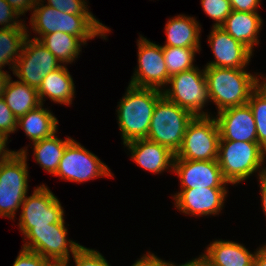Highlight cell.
<instances>
[{"mask_svg":"<svg viewBox=\"0 0 266 266\" xmlns=\"http://www.w3.org/2000/svg\"><path fill=\"white\" fill-rule=\"evenodd\" d=\"M28 22V36L36 40L47 34L63 32L74 35L88 45L89 40H95L96 37L107 41L108 34L111 35L112 32L94 15L68 14L49 7L40 0L36 1ZM32 32L33 35L35 33L34 36H31Z\"/></svg>","mask_w":266,"mask_h":266,"instance_id":"cell-1","label":"cell"},{"mask_svg":"<svg viewBox=\"0 0 266 266\" xmlns=\"http://www.w3.org/2000/svg\"><path fill=\"white\" fill-rule=\"evenodd\" d=\"M248 69L204 67L210 104L215 105L216 113L247 104L251 93L266 77Z\"/></svg>","mask_w":266,"mask_h":266,"instance_id":"cell-2","label":"cell"},{"mask_svg":"<svg viewBox=\"0 0 266 266\" xmlns=\"http://www.w3.org/2000/svg\"><path fill=\"white\" fill-rule=\"evenodd\" d=\"M162 96L158 89L126 86L115 109L121 145L147 138L155 105Z\"/></svg>","mask_w":266,"mask_h":266,"instance_id":"cell-3","label":"cell"},{"mask_svg":"<svg viewBox=\"0 0 266 266\" xmlns=\"http://www.w3.org/2000/svg\"><path fill=\"white\" fill-rule=\"evenodd\" d=\"M217 161L224 179L233 187L266 173V151L258 142L219 140Z\"/></svg>","mask_w":266,"mask_h":266,"instance_id":"cell-4","label":"cell"},{"mask_svg":"<svg viewBox=\"0 0 266 266\" xmlns=\"http://www.w3.org/2000/svg\"><path fill=\"white\" fill-rule=\"evenodd\" d=\"M30 154L12 152L0 163V217L16 222L20 207L29 194ZM16 218V220H15Z\"/></svg>","mask_w":266,"mask_h":266,"instance_id":"cell-5","label":"cell"},{"mask_svg":"<svg viewBox=\"0 0 266 266\" xmlns=\"http://www.w3.org/2000/svg\"><path fill=\"white\" fill-rule=\"evenodd\" d=\"M162 93L166 99L188 110L194 116L212 115V112L208 111L210 109L206 108L211 101L204 66L202 69L196 66L172 75Z\"/></svg>","mask_w":266,"mask_h":266,"instance_id":"cell-6","label":"cell"},{"mask_svg":"<svg viewBox=\"0 0 266 266\" xmlns=\"http://www.w3.org/2000/svg\"><path fill=\"white\" fill-rule=\"evenodd\" d=\"M194 117L188 110L162 96L155 105L146 139L176 154L182 145L187 126Z\"/></svg>","mask_w":266,"mask_h":266,"instance_id":"cell-7","label":"cell"},{"mask_svg":"<svg viewBox=\"0 0 266 266\" xmlns=\"http://www.w3.org/2000/svg\"><path fill=\"white\" fill-rule=\"evenodd\" d=\"M64 209L60 199L47 184L35 186L32 193L26 195L18 214L17 225L22 237L32 227H51L53 223H66Z\"/></svg>","mask_w":266,"mask_h":266,"instance_id":"cell-8","label":"cell"},{"mask_svg":"<svg viewBox=\"0 0 266 266\" xmlns=\"http://www.w3.org/2000/svg\"><path fill=\"white\" fill-rule=\"evenodd\" d=\"M53 176L79 184L104 177L105 179H114V173L111 172L108 165L75 139L67 144L58 169Z\"/></svg>","mask_w":266,"mask_h":266,"instance_id":"cell-9","label":"cell"},{"mask_svg":"<svg viewBox=\"0 0 266 266\" xmlns=\"http://www.w3.org/2000/svg\"><path fill=\"white\" fill-rule=\"evenodd\" d=\"M220 131L214 116H195L188 124L174 160H217Z\"/></svg>","mask_w":266,"mask_h":266,"instance_id":"cell-10","label":"cell"},{"mask_svg":"<svg viewBox=\"0 0 266 266\" xmlns=\"http://www.w3.org/2000/svg\"><path fill=\"white\" fill-rule=\"evenodd\" d=\"M66 223H53L51 227H32L22 238L21 248L36 252L51 261H68L82 246L69 239Z\"/></svg>","mask_w":266,"mask_h":266,"instance_id":"cell-11","label":"cell"},{"mask_svg":"<svg viewBox=\"0 0 266 266\" xmlns=\"http://www.w3.org/2000/svg\"><path fill=\"white\" fill-rule=\"evenodd\" d=\"M137 65L128 84L140 88L163 90L170 76L164 62L163 46L139 33L136 40Z\"/></svg>","mask_w":266,"mask_h":266,"instance_id":"cell-12","label":"cell"},{"mask_svg":"<svg viewBox=\"0 0 266 266\" xmlns=\"http://www.w3.org/2000/svg\"><path fill=\"white\" fill-rule=\"evenodd\" d=\"M61 65L39 40L28 36L12 73L18 81L38 89L43 78Z\"/></svg>","mask_w":266,"mask_h":266,"instance_id":"cell-13","label":"cell"},{"mask_svg":"<svg viewBox=\"0 0 266 266\" xmlns=\"http://www.w3.org/2000/svg\"><path fill=\"white\" fill-rule=\"evenodd\" d=\"M171 198L175 209L188 217H211L223 213L229 188L179 189Z\"/></svg>","mask_w":266,"mask_h":266,"instance_id":"cell-14","label":"cell"},{"mask_svg":"<svg viewBox=\"0 0 266 266\" xmlns=\"http://www.w3.org/2000/svg\"><path fill=\"white\" fill-rule=\"evenodd\" d=\"M208 46L214 59L204 67L248 68L254 54L242 43L235 40L221 27H211L207 35Z\"/></svg>","mask_w":266,"mask_h":266,"instance_id":"cell-15","label":"cell"},{"mask_svg":"<svg viewBox=\"0 0 266 266\" xmlns=\"http://www.w3.org/2000/svg\"><path fill=\"white\" fill-rule=\"evenodd\" d=\"M173 173L178 176L179 189L229 188L230 185L224 179L217 160H174Z\"/></svg>","mask_w":266,"mask_h":266,"instance_id":"cell-16","label":"cell"},{"mask_svg":"<svg viewBox=\"0 0 266 266\" xmlns=\"http://www.w3.org/2000/svg\"><path fill=\"white\" fill-rule=\"evenodd\" d=\"M220 131L219 140L257 142L253 112L247 104L213 113Z\"/></svg>","mask_w":266,"mask_h":266,"instance_id":"cell-17","label":"cell"},{"mask_svg":"<svg viewBox=\"0 0 266 266\" xmlns=\"http://www.w3.org/2000/svg\"><path fill=\"white\" fill-rule=\"evenodd\" d=\"M123 148L128 150L127 155L133 163L148 173L159 175L171 172L173 174L175 153L167 147L145 138L128 142Z\"/></svg>","mask_w":266,"mask_h":266,"instance_id":"cell-18","label":"cell"},{"mask_svg":"<svg viewBox=\"0 0 266 266\" xmlns=\"http://www.w3.org/2000/svg\"><path fill=\"white\" fill-rule=\"evenodd\" d=\"M261 245L252 252L238 241L216 238L210 240L201 254L209 266H253L254 256Z\"/></svg>","mask_w":266,"mask_h":266,"instance_id":"cell-19","label":"cell"},{"mask_svg":"<svg viewBox=\"0 0 266 266\" xmlns=\"http://www.w3.org/2000/svg\"><path fill=\"white\" fill-rule=\"evenodd\" d=\"M264 20L260 12L232 11L221 26L235 40L245 45L253 54L259 46Z\"/></svg>","mask_w":266,"mask_h":266,"instance_id":"cell-20","label":"cell"},{"mask_svg":"<svg viewBox=\"0 0 266 266\" xmlns=\"http://www.w3.org/2000/svg\"><path fill=\"white\" fill-rule=\"evenodd\" d=\"M67 67L68 65L62 64L43 78L37 89L41 104L49 99L54 104L72 106L76 98V86Z\"/></svg>","mask_w":266,"mask_h":266,"instance_id":"cell-21","label":"cell"},{"mask_svg":"<svg viewBox=\"0 0 266 266\" xmlns=\"http://www.w3.org/2000/svg\"><path fill=\"white\" fill-rule=\"evenodd\" d=\"M201 29L202 25L197 17L184 13L169 17L164 27L166 41L162 46L201 47Z\"/></svg>","mask_w":266,"mask_h":266,"instance_id":"cell-22","label":"cell"},{"mask_svg":"<svg viewBox=\"0 0 266 266\" xmlns=\"http://www.w3.org/2000/svg\"><path fill=\"white\" fill-rule=\"evenodd\" d=\"M23 130L27 139L32 144L52 136L59 130V120L48 106L44 104L29 111L17 120V132Z\"/></svg>","mask_w":266,"mask_h":266,"instance_id":"cell-23","label":"cell"},{"mask_svg":"<svg viewBox=\"0 0 266 266\" xmlns=\"http://www.w3.org/2000/svg\"><path fill=\"white\" fill-rule=\"evenodd\" d=\"M58 131L48 138L26 145L19 150H12L15 153H29L32 146V156L35 163L50 175H54L58 169L61 158L63 157L67 144L73 139L70 136L61 139L57 136Z\"/></svg>","mask_w":266,"mask_h":266,"instance_id":"cell-24","label":"cell"},{"mask_svg":"<svg viewBox=\"0 0 266 266\" xmlns=\"http://www.w3.org/2000/svg\"><path fill=\"white\" fill-rule=\"evenodd\" d=\"M11 76L2 95L7 106L18 119L41 105L37 89L28 86Z\"/></svg>","mask_w":266,"mask_h":266,"instance_id":"cell-25","label":"cell"},{"mask_svg":"<svg viewBox=\"0 0 266 266\" xmlns=\"http://www.w3.org/2000/svg\"><path fill=\"white\" fill-rule=\"evenodd\" d=\"M39 41L63 65L75 64L81 56L82 47L86 46L79 38L63 32L44 35Z\"/></svg>","mask_w":266,"mask_h":266,"instance_id":"cell-26","label":"cell"},{"mask_svg":"<svg viewBox=\"0 0 266 266\" xmlns=\"http://www.w3.org/2000/svg\"><path fill=\"white\" fill-rule=\"evenodd\" d=\"M28 37L26 28L0 29V70L8 66L12 72Z\"/></svg>","mask_w":266,"mask_h":266,"instance_id":"cell-27","label":"cell"},{"mask_svg":"<svg viewBox=\"0 0 266 266\" xmlns=\"http://www.w3.org/2000/svg\"><path fill=\"white\" fill-rule=\"evenodd\" d=\"M202 47H171L163 46L164 62L168 75L192 69L197 66L195 57L200 54Z\"/></svg>","mask_w":266,"mask_h":266,"instance_id":"cell-28","label":"cell"},{"mask_svg":"<svg viewBox=\"0 0 266 266\" xmlns=\"http://www.w3.org/2000/svg\"><path fill=\"white\" fill-rule=\"evenodd\" d=\"M256 124L257 142L266 151V77L248 100Z\"/></svg>","mask_w":266,"mask_h":266,"instance_id":"cell-29","label":"cell"},{"mask_svg":"<svg viewBox=\"0 0 266 266\" xmlns=\"http://www.w3.org/2000/svg\"><path fill=\"white\" fill-rule=\"evenodd\" d=\"M202 10L213 20L211 27H221L233 11L230 0H200Z\"/></svg>","mask_w":266,"mask_h":266,"instance_id":"cell-30","label":"cell"},{"mask_svg":"<svg viewBox=\"0 0 266 266\" xmlns=\"http://www.w3.org/2000/svg\"><path fill=\"white\" fill-rule=\"evenodd\" d=\"M72 259L73 266H112L100 251L84 245L68 261L71 263Z\"/></svg>","mask_w":266,"mask_h":266,"instance_id":"cell-31","label":"cell"},{"mask_svg":"<svg viewBox=\"0 0 266 266\" xmlns=\"http://www.w3.org/2000/svg\"><path fill=\"white\" fill-rule=\"evenodd\" d=\"M43 4L72 15H93L89 0H40Z\"/></svg>","mask_w":266,"mask_h":266,"instance_id":"cell-32","label":"cell"},{"mask_svg":"<svg viewBox=\"0 0 266 266\" xmlns=\"http://www.w3.org/2000/svg\"><path fill=\"white\" fill-rule=\"evenodd\" d=\"M26 24V19H22L6 0H0V29L26 28Z\"/></svg>","mask_w":266,"mask_h":266,"instance_id":"cell-33","label":"cell"},{"mask_svg":"<svg viewBox=\"0 0 266 266\" xmlns=\"http://www.w3.org/2000/svg\"><path fill=\"white\" fill-rule=\"evenodd\" d=\"M17 120L4 99L0 97V134L9 140L10 135L17 132Z\"/></svg>","mask_w":266,"mask_h":266,"instance_id":"cell-34","label":"cell"},{"mask_svg":"<svg viewBox=\"0 0 266 266\" xmlns=\"http://www.w3.org/2000/svg\"><path fill=\"white\" fill-rule=\"evenodd\" d=\"M49 261L40 254L21 248L12 266H48Z\"/></svg>","mask_w":266,"mask_h":266,"instance_id":"cell-35","label":"cell"},{"mask_svg":"<svg viewBox=\"0 0 266 266\" xmlns=\"http://www.w3.org/2000/svg\"><path fill=\"white\" fill-rule=\"evenodd\" d=\"M167 261L148 250L140 255V258H137L131 266H166Z\"/></svg>","mask_w":266,"mask_h":266,"instance_id":"cell-36","label":"cell"},{"mask_svg":"<svg viewBox=\"0 0 266 266\" xmlns=\"http://www.w3.org/2000/svg\"><path fill=\"white\" fill-rule=\"evenodd\" d=\"M232 9L241 12H259L262 0H230Z\"/></svg>","mask_w":266,"mask_h":266,"instance_id":"cell-37","label":"cell"},{"mask_svg":"<svg viewBox=\"0 0 266 266\" xmlns=\"http://www.w3.org/2000/svg\"><path fill=\"white\" fill-rule=\"evenodd\" d=\"M37 0H6V2L16 11L20 17H24L28 11L29 15L35 7Z\"/></svg>","mask_w":266,"mask_h":266,"instance_id":"cell-38","label":"cell"},{"mask_svg":"<svg viewBox=\"0 0 266 266\" xmlns=\"http://www.w3.org/2000/svg\"><path fill=\"white\" fill-rule=\"evenodd\" d=\"M166 266H209L208 260L202 255L199 254L198 256H196V258H191L190 260H187V262L185 261V263H175L174 261L172 262L167 261Z\"/></svg>","mask_w":266,"mask_h":266,"instance_id":"cell-39","label":"cell"},{"mask_svg":"<svg viewBox=\"0 0 266 266\" xmlns=\"http://www.w3.org/2000/svg\"><path fill=\"white\" fill-rule=\"evenodd\" d=\"M258 187H259V194L260 195V205L262 209V213H264V216L266 218V173L258 178Z\"/></svg>","mask_w":266,"mask_h":266,"instance_id":"cell-40","label":"cell"},{"mask_svg":"<svg viewBox=\"0 0 266 266\" xmlns=\"http://www.w3.org/2000/svg\"><path fill=\"white\" fill-rule=\"evenodd\" d=\"M253 266H266V242L257 249Z\"/></svg>","mask_w":266,"mask_h":266,"instance_id":"cell-41","label":"cell"},{"mask_svg":"<svg viewBox=\"0 0 266 266\" xmlns=\"http://www.w3.org/2000/svg\"><path fill=\"white\" fill-rule=\"evenodd\" d=\"M11 141L12 140H8L4 135L0 134V163L13 152L8 146Z\"/></svg>","mask_w":266,"mask_h":266,"instance_id":"cell-42","label":"cell"},{"mask_svg":"<svg viewBox=\"0 0 266 266\" xmlns=\"http://www.w3.org/2000/svg\"><path fill=\"white\" fill-rule=\"evenodd\" d=\"M10 71H1L0 70V97H2L6 84L11 77V73L9 74Z\"/></svg>","mask_w":266,"mask_h":266,"instance_id":"cell-43","label":"cell"},{"mask_svg":"<svg viewBox=\"0 0 266 266\" xmlns=\"http://www.w3.org/2000/svg\"><path fill=\"white\" fill-rule=\"evenodd\" d=\"M48 266H73L69 261H51Z\"/></svg>","mask_w":266,"mask_h":266,"instance_id":"cell-44","label":"cell"}]
</instances>
